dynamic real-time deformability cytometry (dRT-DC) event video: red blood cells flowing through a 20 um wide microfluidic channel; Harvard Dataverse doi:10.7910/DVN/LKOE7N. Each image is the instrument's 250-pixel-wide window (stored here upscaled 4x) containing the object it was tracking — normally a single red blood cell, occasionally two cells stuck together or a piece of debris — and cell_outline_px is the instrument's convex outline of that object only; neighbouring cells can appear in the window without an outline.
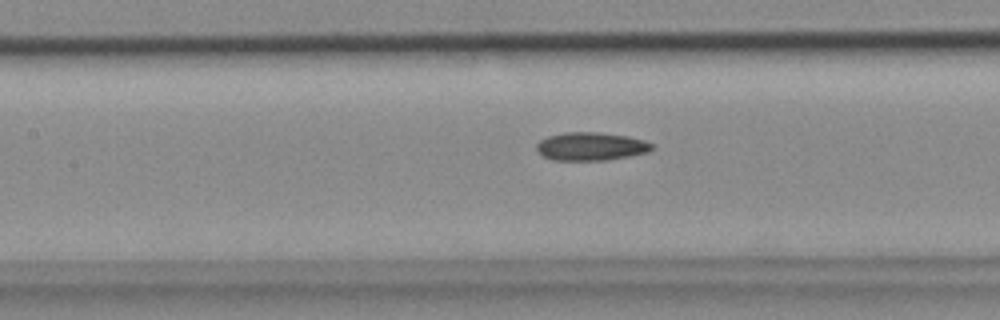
{"species": "common noctule bat (a hibernating species)", "species_latin": "Nyctalus noctula", "temperature_condition": "cold", "stored_images_in_passage": 36, "camera_frame_rate_fps": 3000, "um_per_image_px": 0.085, "animal": {"sex": "female", "body_mass_g": 18.4}, "frame": {"image": 1, "passage_image": 16, "time_ms": 5.0, "image_size_px": [1000, 320], "cell_outline_px": [[656, 148], [648, 152], [632, 156], [608, 160], [552, 160], [544, 156], [536, 148], [536, 144], [540, 140], [548, 136], [564, 132], [600, 132], [628, 136], [644, 140], [652, 144]], "centroid_in_image_um": [50.27, 12.44], "position_along_channel_um": 157.1, "area_um2": 19.13}}
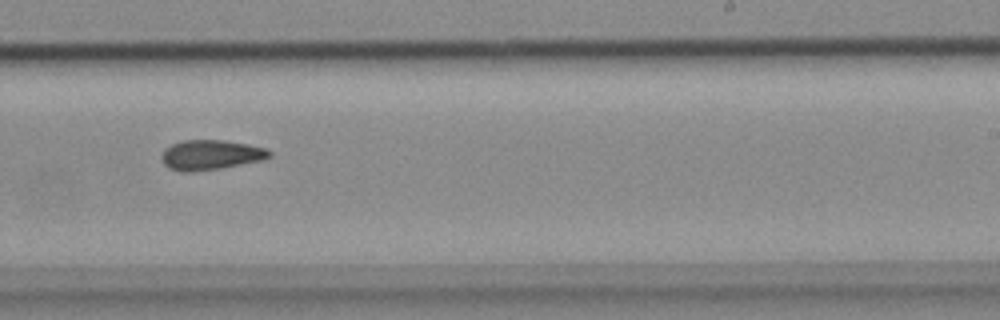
{"frame": {"image": 2, "passage_image": 25, "time_ms": 8.0, "image_size_px": [1000, 320], "cell_outline_px": [[272, 156], [264, 160], [220, 168], [192, 172], [180, 172], [168, 168], [164, 164], [160, 156], [164, 148], [172, 144], [184, 140], [224, 140], [248, 144], [264, 148], [272, 152]], "centroid_in_image_um": [17.89, 13.17], "position_along_channel_um": 271.1, "area_um2": 18.96}}
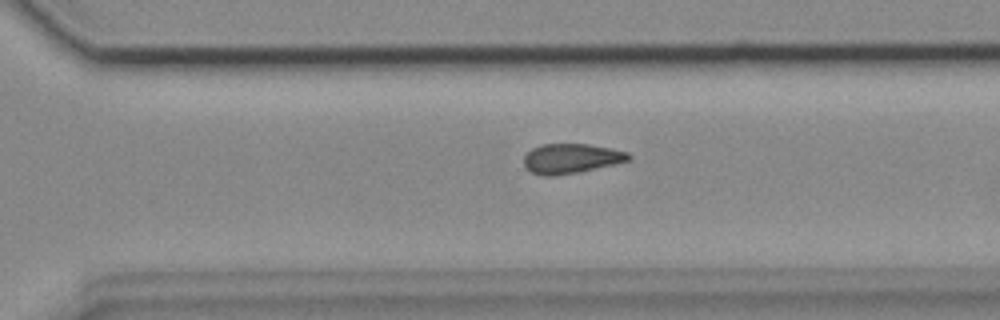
{"frame": {"image": 3, "passage_image": 29, "time_ms": 9.333, "image_size_px": [1000, 320], "cell_outline_px": [[632, 160], [616, 164], [556, 176], [544, 176], [532, 172], [524, 164], [524, 156], [532, 148], [540, 144], [588, 144], [612, 148], [628, 152], [632, 156]], "centroid_in_image_um": [48.59, 13.46], "position_along_channel_um": 322.0, "area_um2": 18.21}}